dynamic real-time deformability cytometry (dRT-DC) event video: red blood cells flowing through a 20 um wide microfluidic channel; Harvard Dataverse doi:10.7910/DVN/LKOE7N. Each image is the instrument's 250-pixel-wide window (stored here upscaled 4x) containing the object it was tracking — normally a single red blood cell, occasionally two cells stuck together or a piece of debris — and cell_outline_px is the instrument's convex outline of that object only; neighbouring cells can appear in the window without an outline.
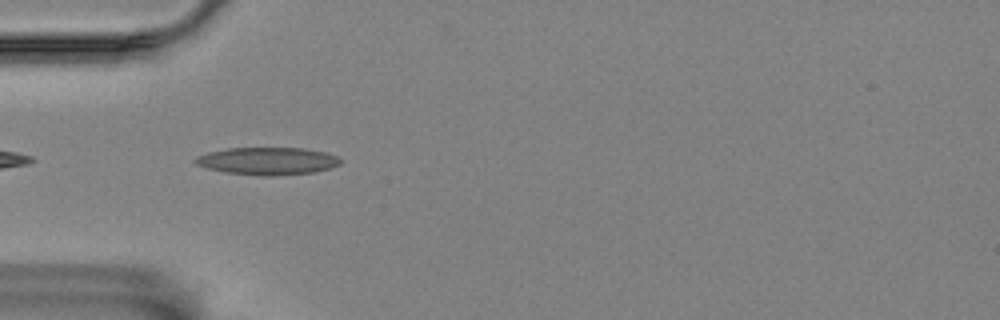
{"species": "Egyptian fruit bat (a non-hibernating species)", "species_latin": "Rousettus aegyptiacus", "temperature_condition": "room temperature", "stored_images_in_passage": 2, "camera_frame_rate_fps": 3000, "um_per_image_px": 0.085, "animal": {"sex": "female"}, "frame": {"image": 1, "passage_image": 1, "time_ms": 0.0, "image_size_px": [1000, 320], "cell_outline_px": [[340, 164], [316, 172], [272, 176], [260, 176], [228, 172], [208, 168], [196, 164], [192, 160], [196, 156], [208, 152], [228, 148], [304, 148], [324, 152], [336, 156], [340, 160]], "centroid_in_image_um": [22.72, 13.68], "position_along_channel_um": 62.3, "area_um2": 23.12}}
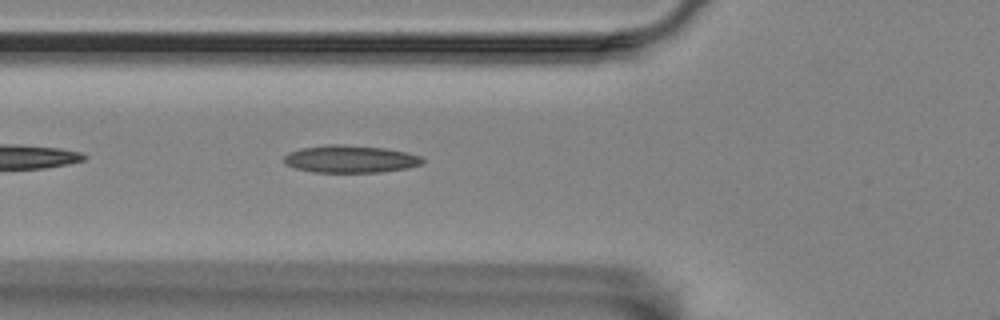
{"frame": {"image": 2, "passage_image": 2, "time_ms": 1.0, "image_size_px": [1000, 320], "cell_outline_px": [[424, 160], [420, 164], [408, 168], [380, 172], [316, 172], [296, 168], [284, 164], [284, 156], [288, 152], [300, 148], [328, 144], [340, 144], [384, 148], [404, 152], [420, 156]], "centroid_in_image_um": [29.73, 13.51], "position_along_channel_um": 96.1, "area_um2": 22.02}}